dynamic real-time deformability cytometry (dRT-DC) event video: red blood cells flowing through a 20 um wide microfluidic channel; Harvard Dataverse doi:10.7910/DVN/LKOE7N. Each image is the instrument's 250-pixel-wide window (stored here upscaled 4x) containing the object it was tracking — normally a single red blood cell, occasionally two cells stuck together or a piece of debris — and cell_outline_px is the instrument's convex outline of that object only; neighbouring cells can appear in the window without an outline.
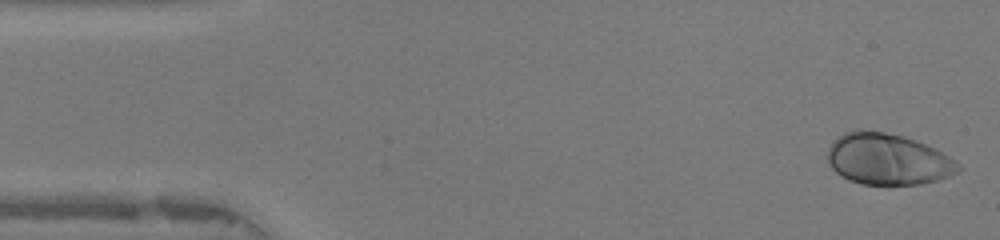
{"species": "human", "species_latin": "Homo sapiens", "temperature_condition": "warm", "stored_images_in_passage": 47, "camera_frame_rate_fps": 3000, "um_per_image_px": 0.085, "donor": {"sex": "female"}, "frame": {"image": 1, "passage_image": 1, "time_ms": 0.0, "image_size_px": [1000, 240], "cell_outline_px": [[960, 168], [956, 172], [948, 176], [936, 180], [920, 184], [860, 184], [848, 180], [836, 172], [832, 168], [828, 160], [828, 148], [844, 132], [856, 128], [864, 128], [904, 136], [916, 140], [948, 156]], "centroid_in_image_um": [75.39, 13.51], "position_along_channel_um": 9.6, "area_um2": 38.67}}
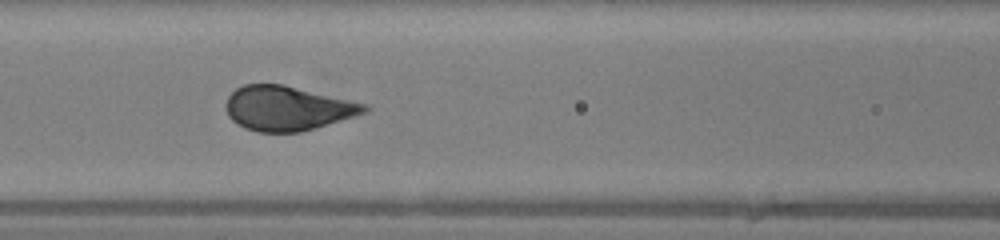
{"frame": {"image": 2, "passage_image": 19, "time_ms": 6.0, "image_size_px": [1000, 240], "cell_outline_px": [[372, 108], [368, 112], [316, 128], [300, 132], [256, 132], [244, 128], [232, 120], [228, 116], [228, 96], [236, 88], [244, 84], [284, 84], [368, 104]], "centroid_in_image_um": [24.49, 9.2], "position_along_channel_um": 142.1, "area_um2": 36.01}}
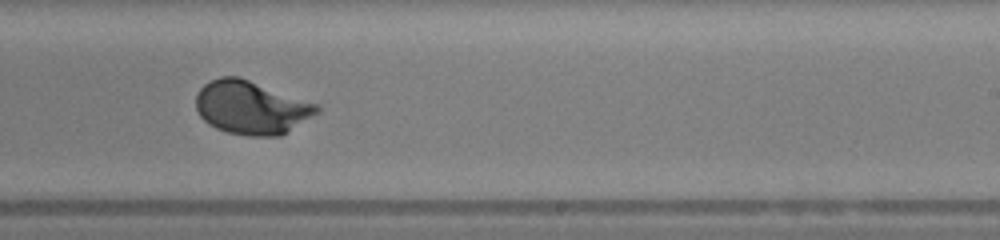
{"frame": {"image": 3, "passage_image": 28, "time_ms": 9.0, "image_size_px": [1000, 240], "cell_outline_px": [[320, 112], [280, 136], [248, 136], [228, 132], [216, 128], [208, 124], [200, 116], [196, 108], [196, 96], [200, 88], [204, 84], [220, 76], [236, 76], [320, 104]], "centroid_in_image_um": [21.37, 9.15], "position_along_channel_um": 267.6, "area_um2": 37.57}, "authors_computed_cell_mechanics": {"area_um2": 37.2232, "velocity_mm_per_s": 4.199, "shape_relaxation_time_tau1_ms": 2.6433, "shape_relaxation_time_tau2_ms": null, "deformation_change_tau1": 0.1842, "deformation_change_tau2": null}}